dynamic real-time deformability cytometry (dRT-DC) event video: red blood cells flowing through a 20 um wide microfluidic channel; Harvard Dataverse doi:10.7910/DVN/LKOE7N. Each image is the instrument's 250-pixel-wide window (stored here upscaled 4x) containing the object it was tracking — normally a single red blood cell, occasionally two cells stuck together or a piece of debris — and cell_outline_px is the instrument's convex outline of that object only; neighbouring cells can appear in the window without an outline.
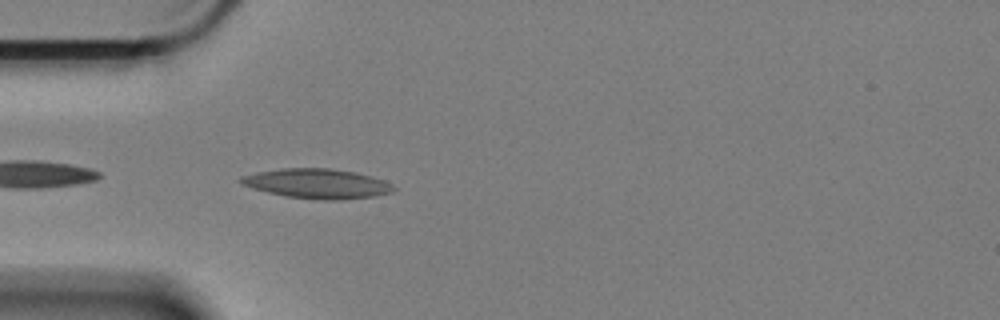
{"species": "Egyptian fruit bat (a non-hibernating species)", "species_latin": "Rousettus aegyptiacus", "temperature_condition": "cold", "stored_images_in_passage": 21, "camera_frame_rate_fps": 3000, "um_per_image_px": 0.085, "animal": {"sex": "female"}, "frame": {"image": 1, "passage_image": 2, "time_ms": 0.333, "image_size_px": [1000, 320], "cell_outline_px": [[396, 188], [392, 192], [372, 196], [340, 200], [324, 200], [288, 196], [268, 192], [252, 188], [240, 184], [236, 180], [240, 176], [256, 172], [280, 168], [328, 168], [356, 172], [372, 176], [384, 180], [392, 184]], "centroid_in_image_um": [26.93, 15.59], "position_along_channel_um": 58.1, "area_um2": 26.47}}
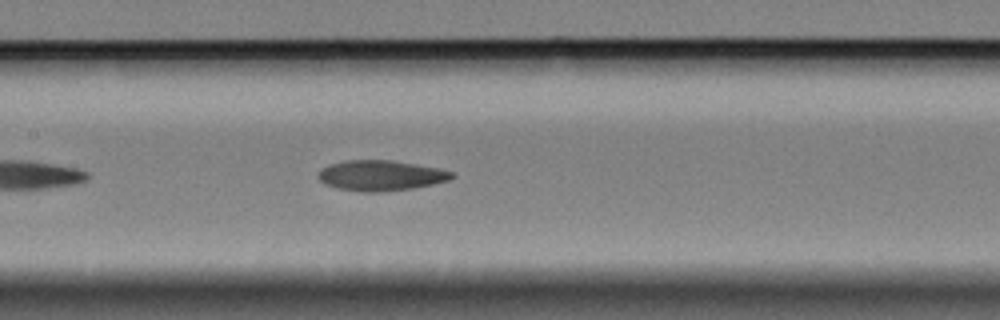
{"frame": {"image": 2, "passage_image": 13, "time_ms": 4.0, "image_size_px": [1000, 320], "cell_outline_px": [[456, 176], [448, 180], [432, 184], [412, 188], [380, 192], [360, 192], [340, 188], [324, 184], [316, 176], [328, 164], [348, 160], [392, 160], [440, 168], [452, 172]], "centroid_in_image_um": [32.37, 14.91], "position_along_channel_um": 175.0, "area_um2": 23.58}}
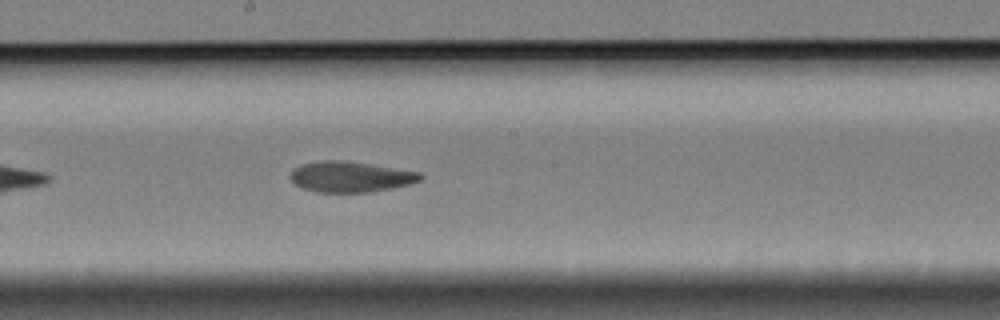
{"frame": {"image": 3, "passage_image": 17, "time_ms": 5.333, "image_size_px": [1000, 320], "cell_outline_px": [[424, 176], [420, 180], [408, 184], [392, 188], [368, 192], [316, 192], [304, 188], [296, 184], [288, 176], [292, 168], [300, 164], [320, 160], [344, 160], [420, 172]], "centroid_in_image_um": [29.74, 15.01], "position_along_channel_um": 218.5, "area_um2": 23.24}}